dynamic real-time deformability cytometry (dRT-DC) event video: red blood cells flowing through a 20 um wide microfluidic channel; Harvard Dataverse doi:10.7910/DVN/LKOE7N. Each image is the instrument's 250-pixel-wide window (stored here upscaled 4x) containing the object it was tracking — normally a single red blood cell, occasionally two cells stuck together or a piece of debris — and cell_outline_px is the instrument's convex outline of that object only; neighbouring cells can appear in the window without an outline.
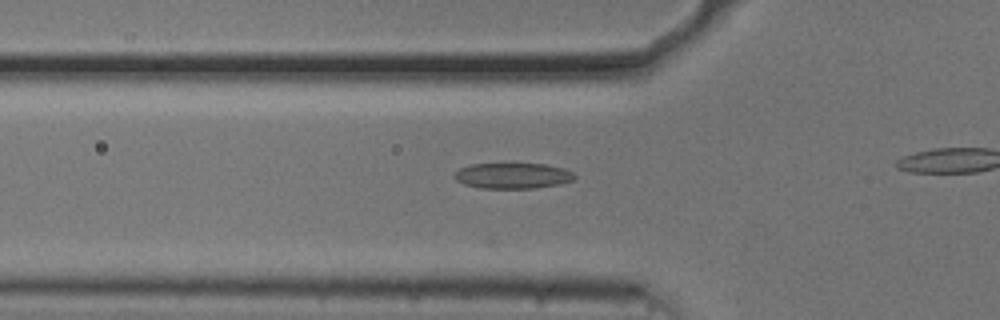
{"species": "common noctule bat (a hibernating species)", "species_latin": "Nyctalus noctula", "temperature_condition": "cold", "stored_images_in_passage": 14, "camera_frame_rate_fps": 3000, "um_per_image_px": 0.085, "animal": {"sex": "male", "body_mass_g": 20.5, "forearm_length_mm": 52.5}, "frame": {"image": 1, "passage_image": 2, "time_ms": 0.333, "image_size_px": [1000, 320], "cell_outline_px": [[576, 176], [572, 180], [560, 184], [536, 188], [480, 188], [464, 184], [456, 180], [452, 176], [460, 168], [472, 164], [504, 160], [544, 164], [564, 168], [572, 172]], "centroid_in_image_um": [43.55, 14.88], "position_along_channel_um": 82.3, "area_um2": 18.96}}
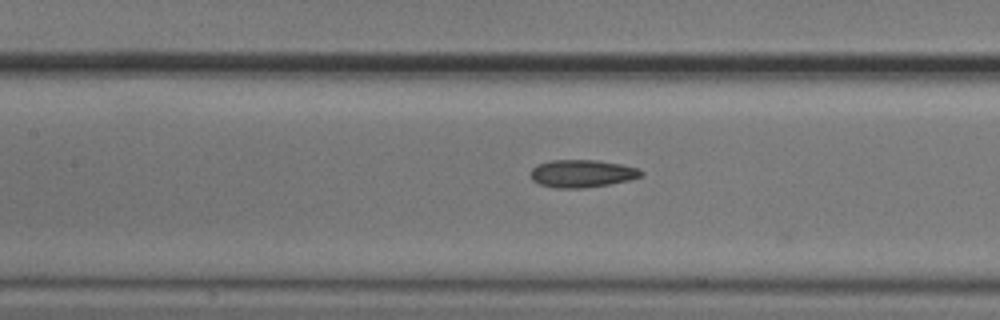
{"frame": {"image": 2, "passage_image": 8, "time_ms": 2.333, "image_size_px": [1000, 320], "cell_outline_px": [[644, 172], [640, 176], [628, 180], [608, 184], [584, 188], [556, 188], [540, 184], [532, 180], [532, 168], [536, 164], [552, 160], [596, 160], [620, 164], [636, 168]], "centroid_in_image_um": [49.44, 14.75], "position_along_channel_um": 158.0, "area_um2": 17.57}}
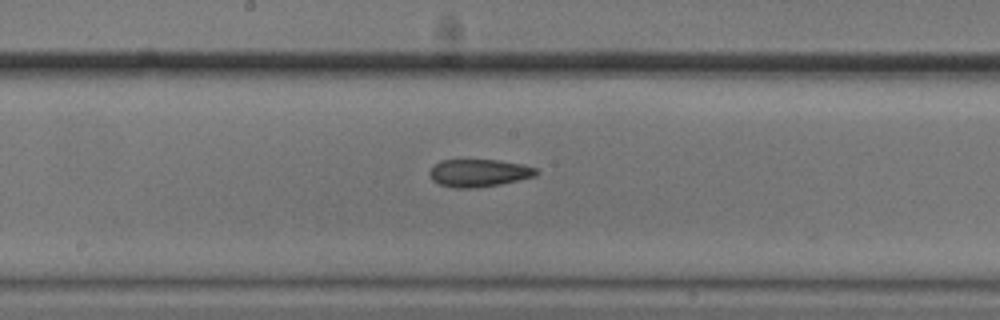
{"frame": {"image": 3, "passage_image": 12, "time_ms": 3.667, "image_size_px": [1000, 320], "cell_outline_px": [[540, 172], [536, 176], [500, 184], [476, 188], [452, 188], [440, 184], [432, 180], [428, 172], [440, 160], [496, 160], [524, 164], [536, 168]], "centroid_in_image_um": [40.72, 14.7], "position_along_channel_um": 207.5, "area_um2": 17.22}}